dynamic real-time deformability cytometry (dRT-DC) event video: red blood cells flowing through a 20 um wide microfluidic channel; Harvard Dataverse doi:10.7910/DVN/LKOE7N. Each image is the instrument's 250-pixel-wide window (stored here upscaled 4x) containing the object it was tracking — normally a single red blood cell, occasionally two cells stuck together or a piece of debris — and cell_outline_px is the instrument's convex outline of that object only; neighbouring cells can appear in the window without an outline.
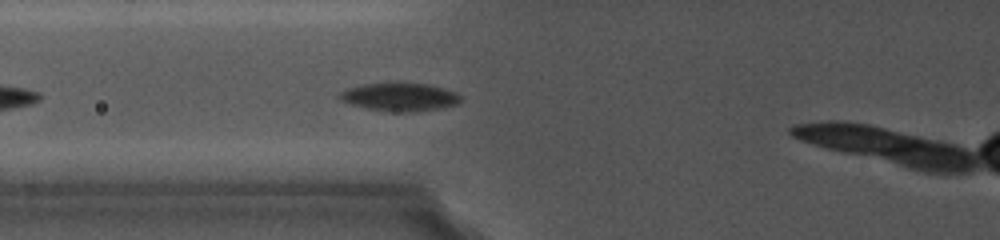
{"species": "common noctule bat (a hibernating species)", "species_latin": "Nyctalus noctula", "temperature_condition": "cold", "stored_images_in_passage": 9, "camera_frame_rate_fps": 5000, "um_per_image_px": 0.085, "animal": {"sex": "female", "body_mass_g": 19.0, "forearm_length_mm": 56.7}, "frame": {"image": 1, "passage_image": 4, "time_ms": 0.8, "image_size_px": [1000, 240], "cell_outline_px": [[460, 100], [456, 104], [440, 108], [412, 112], [400, 112], [364, 108], [340, 100], [336, 96], [340, 92], [348, 88], [364, 84], [388, 80], [392, 80], [428, 84], [444, 88], [456, 92], [460, 96]], "centroid_in_image_um": [33.93, 8.19], "position_along_channel_um": 91.9, "area_um2": 20.46}}